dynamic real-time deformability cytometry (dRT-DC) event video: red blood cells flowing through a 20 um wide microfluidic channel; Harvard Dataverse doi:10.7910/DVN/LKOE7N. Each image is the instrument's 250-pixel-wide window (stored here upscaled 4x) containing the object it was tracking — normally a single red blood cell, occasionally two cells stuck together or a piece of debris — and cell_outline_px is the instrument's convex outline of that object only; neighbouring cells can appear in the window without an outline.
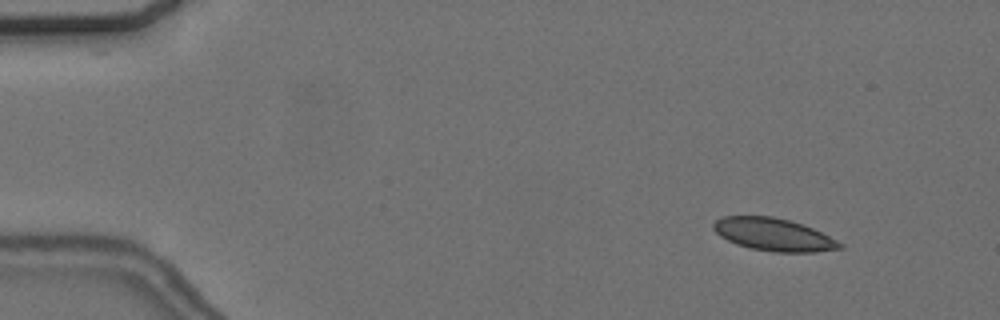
{"species": "common noctule bat (a hibernating species)", "species_latin": "Nyctalus noctula", "temperature_condition": "cold", "stored_images_in_passage": 52, "camera_frame_rate_fps": 3000, "um_per_image_px": 0.085, "animal": {"sex": "female", "body_mass_g": 24.6, "forearm_length_mm": 56.2}, "frame": {"image": 1, "passage_image": 2, "time_ms": 0.333, "image_size_px": [1000, 320], "cell_outline_px": [[844, 248], [816, 252], [772, 252], [752, 248], [736, 244], [720, 236], [712, 228], [712, 224], [716, 220], [724, 216], [772, 216], [788, 220], [812, 228], [844, 244]], "centroid_in_image_um": [65.75, 19.94], "position_along_channel_um": 19.3, "area_um2": 23.87}}
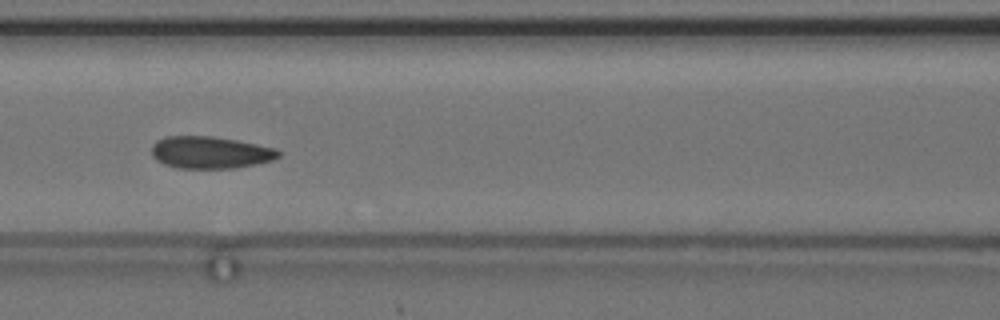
{"frame": {"image": 2, "passage_image": 21, "time_ms": 6.667, "image_size_px": [1000, 320], "cell_outline_px": [[280, 156], [272, 160], [256, 164], [236, 168], [176, 168], [164, 164], [156, 160], [152, 156], [152, 144], [156, 140], [164, 136], [212, 136], [236, 140], [276, 148], [280, 152]], "centroid_in_image_um": [17.85, 12.96], "position_along_channel_um": 148.8, "area_um2": 23.87}}
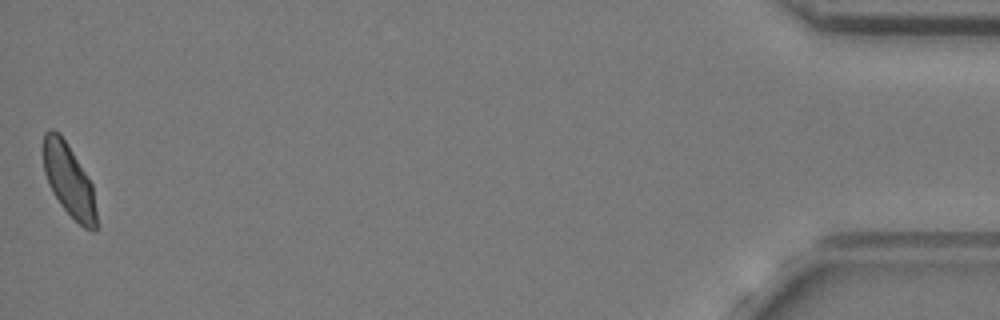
{"frame": {"image": 3, "passage_image": 52, "time_ms": 17.0, "image_size_px": [1000, 320], "cell_outline_px": [[96, 228], [92, 232], [84, 228], [60, 204], [52, 192], [48, 184], [44, 172], [44, 132], [48, 128], [52, 128], [60, 132], [92, 184], [96, 212]], "centroid_in_image_um": [5.84, 15.3], "position_along_channel_um": 429.4, "area_um2": 22.2}, "authors_computed_cell_mechanics": {"area_um2": 23.6402, "velocity_mm_per_s": 3.6333, "shape_relaxation_time_tau1_ms": 6.0692, "shape_relaxation_time_tau2_ms": 1.3686, "deformation_change_tau1": 0.1076, "deformation_change_tau2": 0.0619}}